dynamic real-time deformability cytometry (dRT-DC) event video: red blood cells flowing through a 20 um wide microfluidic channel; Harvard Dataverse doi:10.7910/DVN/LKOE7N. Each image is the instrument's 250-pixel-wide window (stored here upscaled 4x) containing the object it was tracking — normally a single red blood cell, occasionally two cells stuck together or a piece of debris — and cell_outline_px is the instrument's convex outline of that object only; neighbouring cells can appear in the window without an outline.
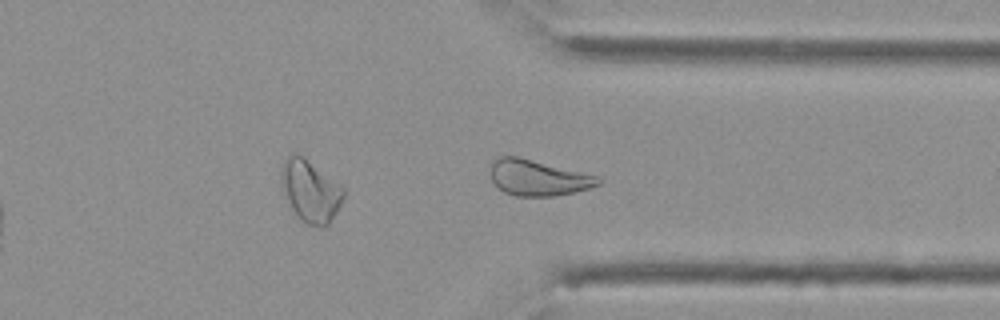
{"species": "Egyptian fruit bat (a non-hibernating species)", "species_latin": "Rousettus aegyptiacus", "temperature_condition": "cold", "stored_images_in_passage": 38, "camera_frame_rate_fps": 3000, "um_per_image_px": 0.085, "animal": {"sex": "female"}, "frame": {"image": 1, "passage_image": 27, "time_ms": 8.667, "image_size_px": [1000, 320], "cell_outline_px": [[604, 180], [600, 184], [576, 192], [556, 196], [516, 196], [504, 192], [496, 188], [492, 180], [492, 160], [500, 156], [516, 156], [600, 176]], "centroid_in_image_um": [45.76, 15.12], "position_along_channel_um": 365.6, "area_um2": 22.6}, "authors_computed_cell_mechanics": {"area_um2": 22.5998, "velocity_mm_per_s": 3.655, "shape_relaxation_time_tau1_ms": null, "shape_relaxation_time_tau2_ms": 3.7658, "deformation_change_tau1": null, "deformation_change_tau2": 0.1058}}